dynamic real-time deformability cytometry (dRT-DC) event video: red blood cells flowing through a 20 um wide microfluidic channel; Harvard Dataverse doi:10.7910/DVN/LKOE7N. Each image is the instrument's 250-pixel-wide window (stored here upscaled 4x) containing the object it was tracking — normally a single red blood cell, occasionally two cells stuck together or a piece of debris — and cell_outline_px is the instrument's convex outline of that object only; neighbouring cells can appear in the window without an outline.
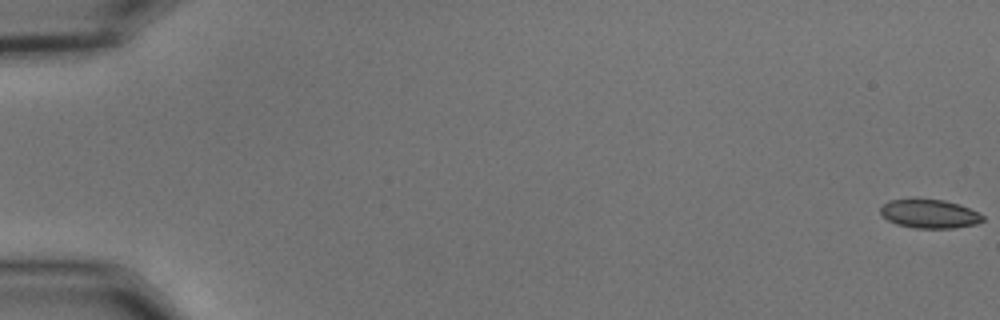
{"species": "common noctule bat (a hibernating species)", "species_latin": "Nyctalus noctula", "temperature_condition": "cold", "stored_images_in_passage": 57, "camera_frame_rate_fps": 3000, "um_per_image_px": 0.085, "animal": {"sex": "male", "body_mass_g": 15.6}, "frame": {"image": 1, "passage_image": 1, "time_ms": 0.0, "image_size_px": [1000, 320], "cell_outline_px": [[984, 220], [976, 224], [952, 228], [916, 228], [896, 224], [888, 220], [880, 212], [880, 208], [888, 200], [916, 196], [944, 200], [960, 204], [984, 216]], "centroid_in_image_um": [78.96, 18.13], "position_along_channel_um": 6.0, "area_um2": 17.63}}
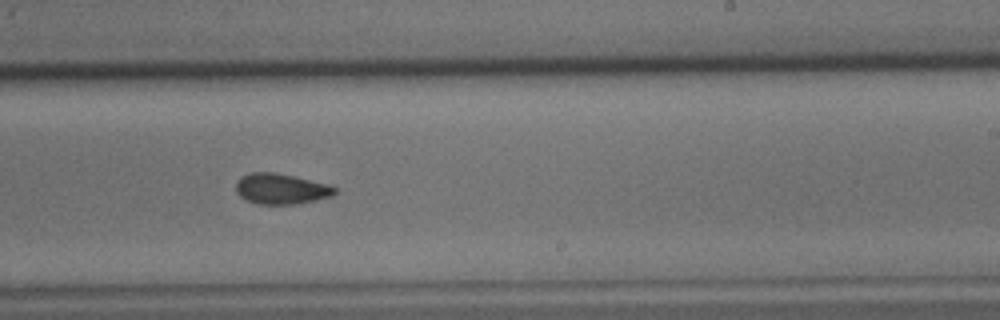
{"frame": {"image": 2, "passage_image": 36, "time_ms": 11.667, "image_size_px": [1000, 320], "cell_outline_px": [[336, 192], [332, 196], [316, 200], [296, 204], [256, 204], [240, 196], [236, 192], [236, 180], [240, 176], [248, 172], [276, 172], [328, 184], [336, 188]], "centroid_in_image_um": [23.86, 16.04], "position_along_channel_um": 265.1, "area_um2": 17.74}}
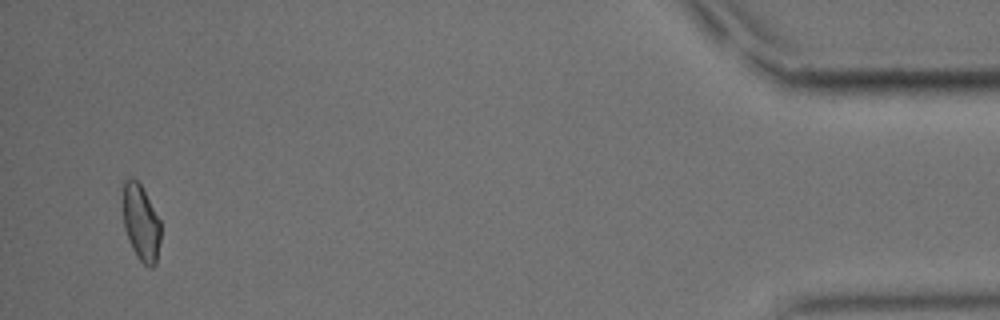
{"frame": {"image": 3, "passage_image": 55, "time_ms": 18.0, "image_size_px": [1000, 320], "cell_outline_px": [[160, 240], [156, 264], [152, 268], [148, 268], [136, 256], [132, 248], [124, 228], [124, 180], [132, 176], [140, 184], [160, 220]], "centroid_in_image_um": [12.0, 18.97], "position_along_channel_um": 423.2, "area_um2": 16.59}, "authors_computed_cell_mechanics": {"area_um2": 17.8024, "velocity_mm_per_s": 3.648, "shape_relaxation_time_tau1_ms": 6.41, "shape_relaxation_time_tau2_ms": 3.7986, "deformation_change_tau1": 0.0989, "deformation_change_tau2": 0.0623}}